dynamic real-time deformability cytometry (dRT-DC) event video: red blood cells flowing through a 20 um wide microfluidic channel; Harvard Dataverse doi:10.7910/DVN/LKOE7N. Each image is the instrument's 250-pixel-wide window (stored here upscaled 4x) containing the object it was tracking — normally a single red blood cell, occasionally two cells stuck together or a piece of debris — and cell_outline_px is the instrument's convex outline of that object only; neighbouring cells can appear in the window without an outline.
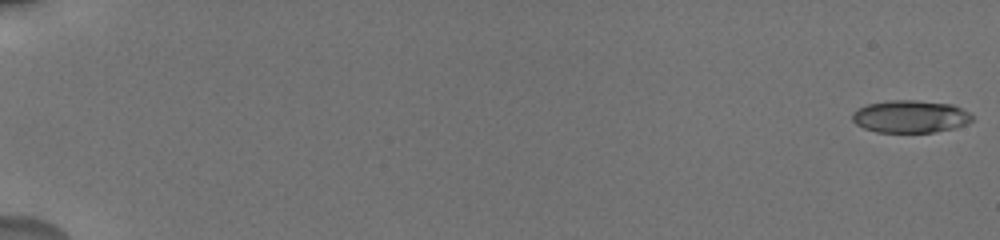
{"species": "human", "species_latin": "Homo sapiens", "temperature_condition": "cold", "stored_images_in_passage": 32, "camera_frame_rate_fps": 3000, "um_per_image_px": 0.085, "donor": {"sex": "male"}, "frame": {"image": 1, "passage_image": 1, "time_ms": 0.0, "image_size_px": [1000, 240], "cell_outline_px": [[972, 120], [968, 124], [936, 132], [876, 132], [864, 128], [856, 124], [852, 120], [852, 112], [856, 108], [868, 104], [888, 100], [916, 100], [952, 104], [968, 112], [972, 116]], "centroid_in_image_um": [77.35, 9.9], "position_along_channel_um": 7.7, "area_um2": 22.77}}
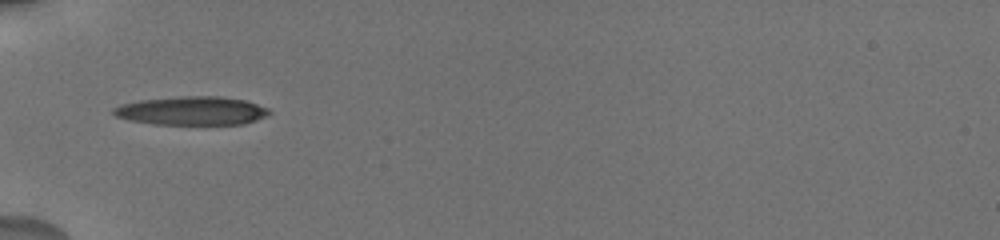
{"frame": {"image": 2, "passage_image": 14, "time_ms": 7.0, "image_size_px": [1000, 240], "cell_outline_px": [[272, 112], [268, 116], [244, 124], [156, 124], [128, 120], [116, 116], [112, 112], [112, 108], [120, 104], [140, 100], [184, 96], [220, 96], [244, 100], [268, 108]], "centroid_in_image_um": [16.31, 9.41], "position_along_channel_um": 68.7, "area_um2": 25.95}}
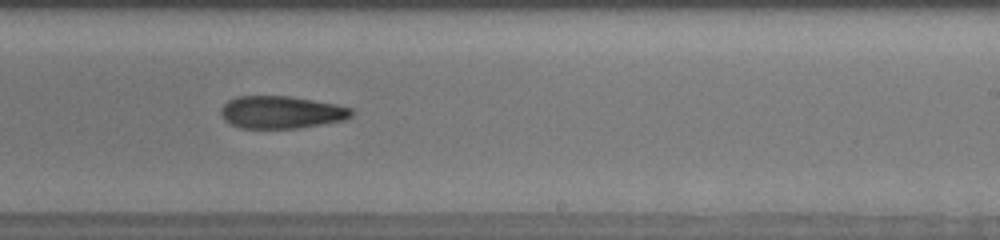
{"frame": {"image": 3, "passage_image": 27, "time_ms": 12.333, "image_size_px": [1000, 240], "cell_outline_px": [[356, 112], [352, 116], [344, 120], [296, 128], [240, 128], [224, 120], [220, 112], [224, 104], [228, 100], [236, 96], [288, 96], [336, 104], [352, 108]], "centroid_in_image_um": [23.92, 9.53], "position_along_channel_um": 265.1, "area_um2": 24.68}}